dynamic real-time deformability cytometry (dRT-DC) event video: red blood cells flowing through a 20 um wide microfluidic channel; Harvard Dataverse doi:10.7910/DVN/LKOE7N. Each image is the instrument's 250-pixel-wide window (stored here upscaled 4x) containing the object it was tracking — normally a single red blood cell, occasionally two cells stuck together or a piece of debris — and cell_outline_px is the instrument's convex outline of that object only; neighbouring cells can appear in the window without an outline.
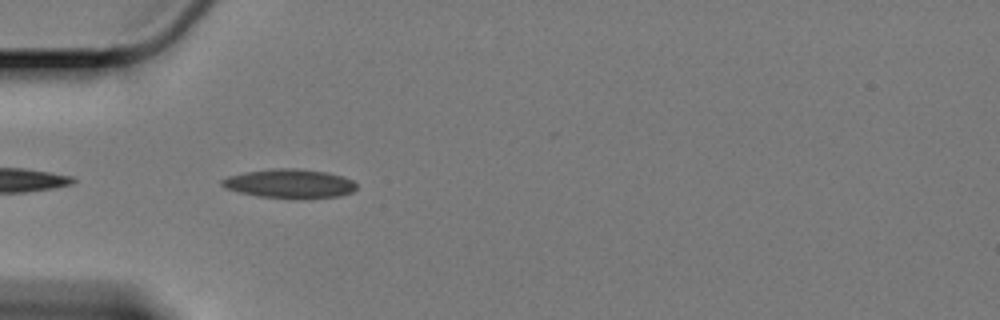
{"species": "Egyptian fruit bat (a non-hibernating species)", "species_latin": "Rousettus aegyptiacus", "temperature_condition": "cold", "stored_images_in_passage": 5, "camera_frame_rate_fps": 3000, "um_per_image_px": 0.085, "animal": {"sex": "female"}, "frame": {"image": 1, "passage_image": 2, "time_ms": 0.333, "image_size_px": [1000, 320], "cell_outline_px": [[356, 188], [352, 192], [340, 196], [256, 196], [240, 192], [228, 188], [220, 184], [220, 180], [228, 176], [244, 172], [276, 168], [296, 168], [328, 172], [344, 176], [352, 180], [356, 184]], "centroid_in_image_um": [24.61, 15.56], "position_along_channel_um": 60.4, "area_um2": 21.96}}